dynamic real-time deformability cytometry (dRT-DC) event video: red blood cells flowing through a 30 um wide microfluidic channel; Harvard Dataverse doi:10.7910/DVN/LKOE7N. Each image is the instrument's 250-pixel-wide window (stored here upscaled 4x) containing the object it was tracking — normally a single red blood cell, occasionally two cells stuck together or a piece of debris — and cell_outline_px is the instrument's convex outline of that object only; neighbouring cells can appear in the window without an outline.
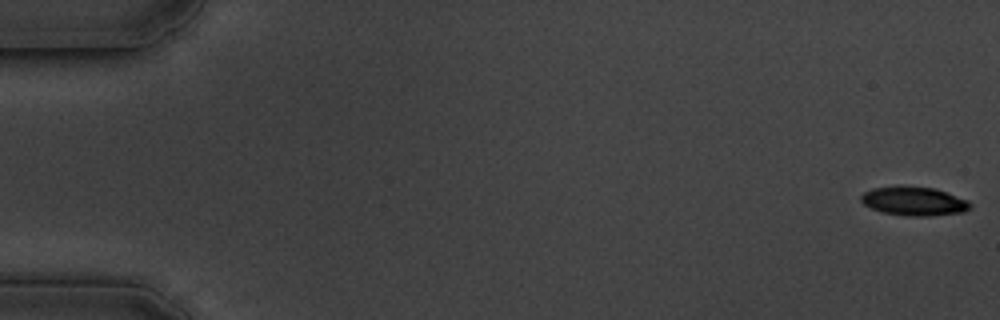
{"species": "common noctule bat (a hibernating species)", "species_latin": "Nyctalus noctula", "temperature_condition": "cold", "stored_images_in_passage": 60, "camera_frame_rate_fps": 3000, "um_per_image_px": 0.085, "animal": {"sex": "male", "body_mass_g": 19.5, "forearm_length_mm": 54.6}, "frame": {"image": 1, "passage_image": 1, "time_ms": 0.0, "image_size_px": [1000, 320], "cell_outline_px": [[972, 208], [964, 212], [932, 216], [908, 216], [880, 212], [864, 204], [860, 200], [860, 196], [864, 192], [872, 188], [896, 184], [904, 184], [932, 188], [968, 200], [972, 204]], "centroid_in_image_um": [77.66, 17.08], "position_along_channel_um": 7.3, "area_um2": 18.84}}
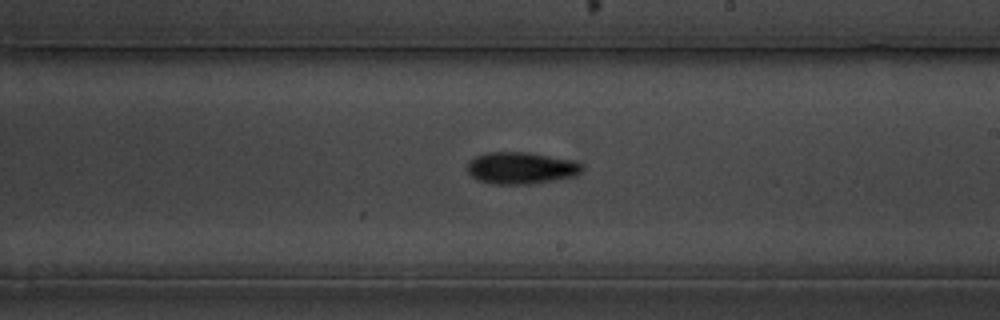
{"frame": {"image": 2, "passage_image": 35, "time_ms": 11.333, "image_size_px": [1000, 320], "cell_outline_px": [[584, 172], [576, 176], [532, 184], [492, 184], [476, 180], [468, 172], [468, 164], [476, 156], [488, 152], [528, 152], [572, 160], [584, 164]], "centroid_in_image_um": [44.34, 14.29], "position_along_channel_um": 244.7, "area_um2": 21.5}}
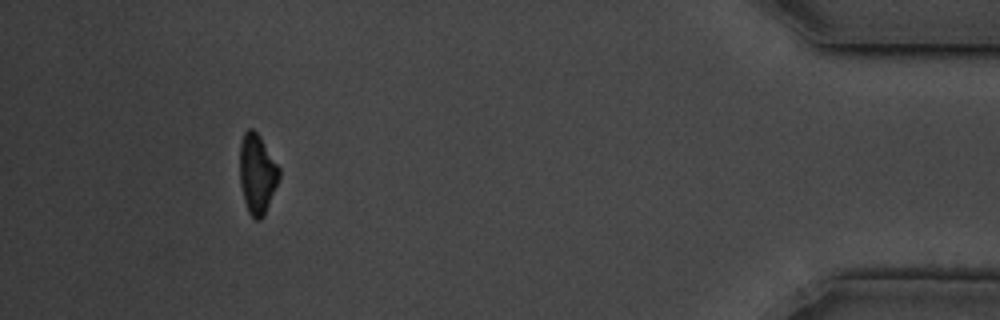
{"frame": {"image": 3, "passage_image": 55, "time_ms": 18.0, "image_size_px": [1000, 320], "cell_outline_px": [[280, 176], [264, 216], [260, 220], [256, 220], [248, 212], [244, 200], [240, 184], [240, 144], [244, 132], [248, 128], [252, 128], [260, 136], [280, 168]], "centroid_in_image_um": [21.86, 14.77], "position_along_channel_um": 413.3, "area_um2": 18.26}, "authors_computed_cell_mechanics": {"area_um2": 19.4497, "velocity_mm_per_s": 3.4036, "shape_relaxation_time_tau1_ms": 2.7885, "shape_relaxation_time_tau2_ms": null, "deformation_change_tau1": 0.1362, "deformation_change_tau2": null}}